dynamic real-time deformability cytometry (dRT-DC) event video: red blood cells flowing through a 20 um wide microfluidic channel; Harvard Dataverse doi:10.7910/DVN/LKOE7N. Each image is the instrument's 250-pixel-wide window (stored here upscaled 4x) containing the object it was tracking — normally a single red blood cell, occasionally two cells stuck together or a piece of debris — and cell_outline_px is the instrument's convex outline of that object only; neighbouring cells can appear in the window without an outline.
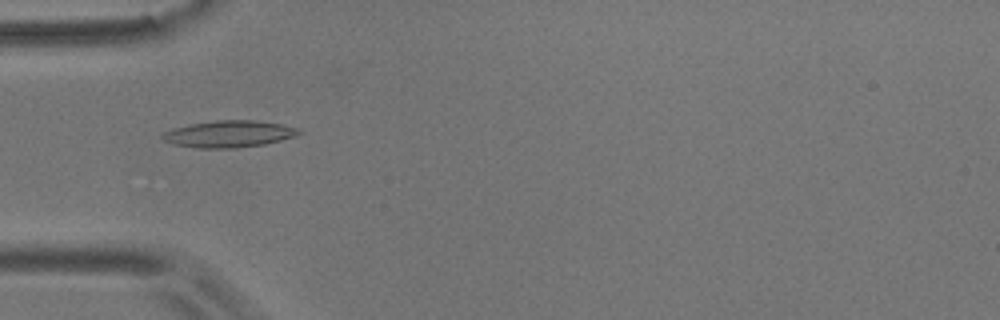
{"species": "common noctule bat (a hibernating species)", "species_latin": "Nyctalus noctula", "temperature_condition": "room temperature", "stored_images_in_passage": 37, "camera_frame_rate_fps": 3000, "um_per_image_px": 0.085, "animal": {"sex": "male", "body_mass_g": 17.9}, "frame": {"image": 1, "passage_image": 5, "time_ms": 1.333, "image_size_px": [1000, 320], "cell_outline_px": [[300, 132], [296, 136], [264, 144], [236, 148], [196, 148], [172, 144], [160, 140], [160, 136], [164, 132], [172, 128], [192, 124], [216, 120], [252, 120], [280, 124], [300, 128]], "centroid_in_image_um": [19.4, 11.39], "position_along_channel_um": 65.6, "area_um2": 21.33}}
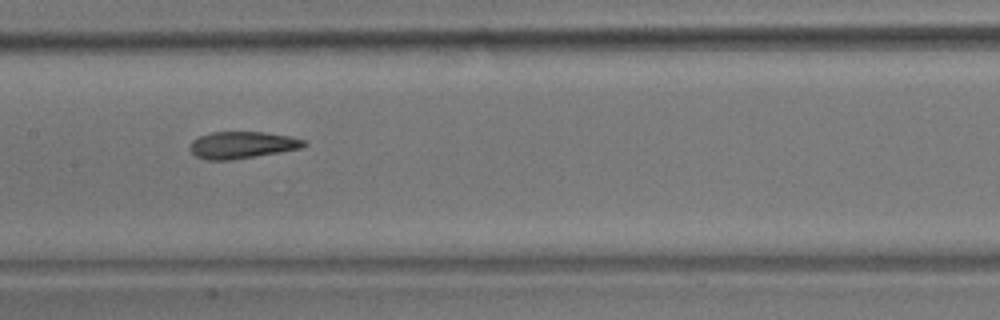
{"frame": {"image": 2, "passage_image": 15, "time_ms": 4.667, "image_size_px": [1000, 320], "cell_outline_px": [[308, 144], [300, 148], [280, 152], [232, 160], [208, 160], [196, 156], [188, 148], [192, 140], [196, 136], [212, 132], [264, 132], [288, 136], [304, 140]], "centroid_in_image_um": [20.53, 12.32], "position_along_channel_um": 186.9, "area_um2": 17.92}}
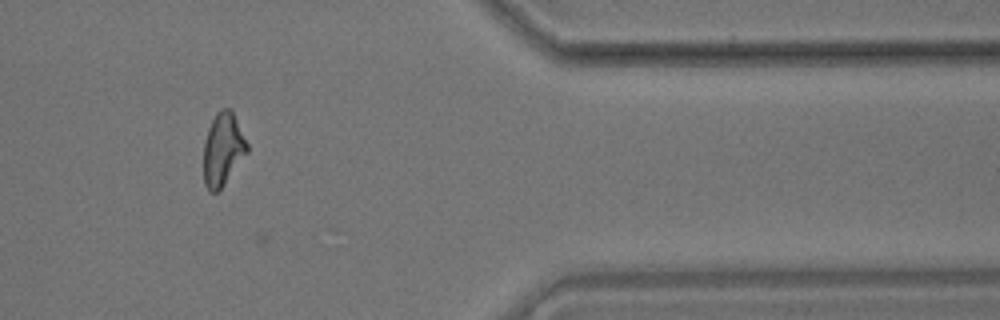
{"frame": {"image": 3, "passage_image": 34, "time_ms": 11.0, "image_size_px": [1000, 320], "cell_outline_px": [[248, 152], [224, 184], [216, 192], [208, 192], [204, 184], [204, 140], [208, 128], [216, 112], [220, 108], [228, 108], [232, 112], [248, 144]], "centroid_in_image_um": [18.93, 12.7], "position_along_channel_um": 392.5, "area_um2": 18.32}, "authors_computed_cell_mechanics": {"area_um2": 18.3226, "velocity_mm_per_s": 3.6355, "shape_relaxation_time_tau1_ms": 6.0267, "shape_relaxation_time_tau2_ms": 2.5995, "deformation_change_tau1": 0.1746, "deformation_change_tau2": 0.1062}}